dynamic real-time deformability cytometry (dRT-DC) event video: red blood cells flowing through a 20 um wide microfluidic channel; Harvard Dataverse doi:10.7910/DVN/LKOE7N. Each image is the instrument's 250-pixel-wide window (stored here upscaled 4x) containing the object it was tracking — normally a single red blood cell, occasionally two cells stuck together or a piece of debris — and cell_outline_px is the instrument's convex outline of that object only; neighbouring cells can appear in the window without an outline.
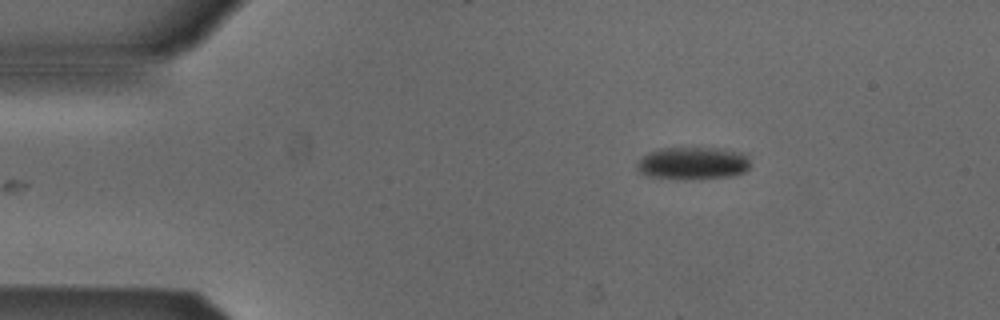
{"species": "Egyptian fruit bat (a non-hibernating species)", "species_latin": "Rousettus aegyptiacus", "temperature_condition": "cold", "stored_images_in_passage": 45, "camera_frame_rate_fps": 3000, "um_per_image_px": 0.085, "animal": {"sex": "male"}, "frame": {"image": 1, "passage_image": 1, "time_ms": 0.0, "image_size_px": [1000, 320], "cell_outline_px": [[748, 168], [744, 172], [732, 176], [700, 180], [684, 180], [648, 176], [640, 172], [636, 168], [636, 164], [648, 152], [660, 148], [728, 148], [748, 152]], "centroid_in_image_um": [58.95, 13.88], "position_along_channel_um": 26.1, "area_um2": 22.14}}
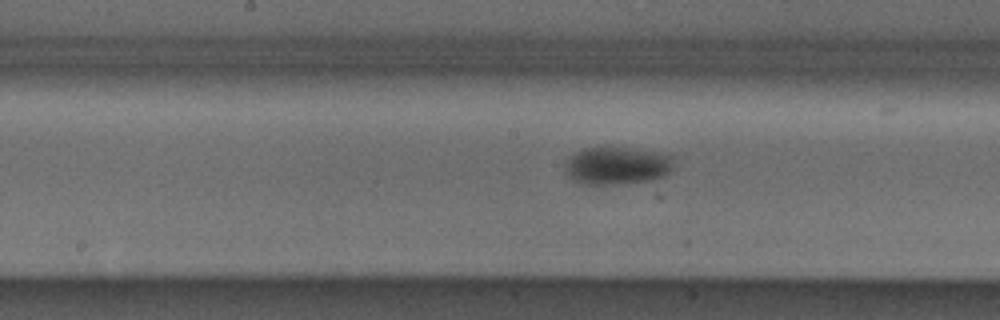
{"frame": {"image": 2, "passage_image": 19, "time_ms": 6.0, "image_size_px": [1000, 320], "cell_outline_px": [[672, 168], [664, 176], [652, 180], [616, 184], [584, 184], [572, 180], [564, 172], [564, 164], [572, 156], [584, 148], [628, 148], [652, 152], [672, 156]], "centroid_in_image_um": [52.4, 14.1], "position_along_channel_um": 195.8, "area_um2": 23.47}}
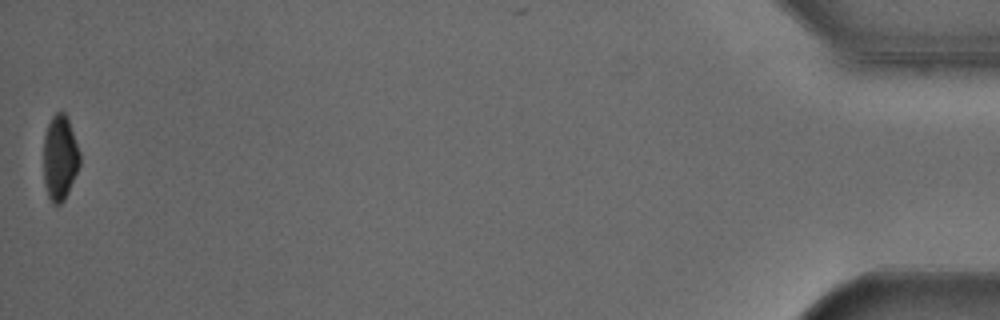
{"frame": {"image": 3, "passage_image": 45, "time_ms": 14.667, "image_size_px": [1000, 320], "cell_outline_px": [[80, 164], [68, 192], [64, 200], [60, 204], [52, 204], [48, 196], [44, 180], [44, 136], [48, 124], [52, 116], [56, 112], [64, 112], [68, 120], [80, 152]], "centroid_in_image_um": [5.09, 13.42], "position_along_channel_um": 430.1, "area_um2": 17.8}, "authors_computed_cell_mechanics": {"area_um2": 22.831, "velocity_mm_per_s": 3.8861, "shape_relaxation_time_tau1_ms": 2.8757, "shape_relaxation_time_tau2_ms": null, "deformation_change_tau1": 0.0809, "deformation_change_tau2": null}}